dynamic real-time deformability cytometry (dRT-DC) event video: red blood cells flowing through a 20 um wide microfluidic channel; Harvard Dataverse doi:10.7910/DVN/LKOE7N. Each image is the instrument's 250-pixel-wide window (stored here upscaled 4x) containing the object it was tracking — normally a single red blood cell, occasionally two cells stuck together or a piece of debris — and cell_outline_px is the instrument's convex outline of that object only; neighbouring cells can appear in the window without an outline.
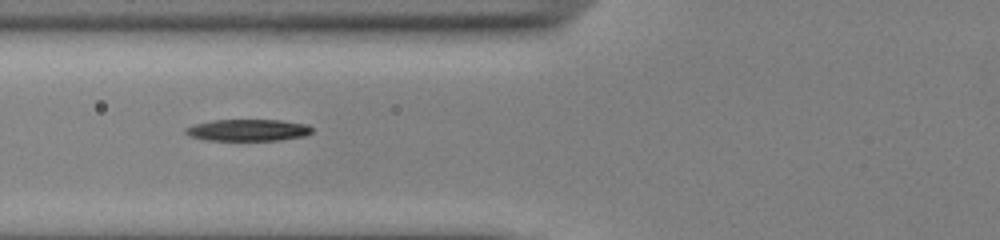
{"species": "common noctule bat (a hibernating species)", "species_latin": "Nyctalus noctula", "temperature_condition": "cold", "stored_images_in_passage": 17, "camera_frame_rate_fps": 3000, "um_per_image_px": 0.085, "animal": {"sex": "male", "body_mass_g": 13.0, "forearm_length_mm": 53.1}, "frame": {"image": 1, "passage_image": 6, "time_ms": 1.667, "image_size_px": [1000, 240], "cell_outline_px": [[312, 132], [304, 136], [276, 140], [204, 140], [188, 136], [184, 132], [184, 128], [192, 124], [212, 120], [280, 120], [308, 124], [312, 128]], "centroid_in_image_um": [21.01, 11.05], "position_along_channel_um": 104.8, "area_um2": 16.13}}
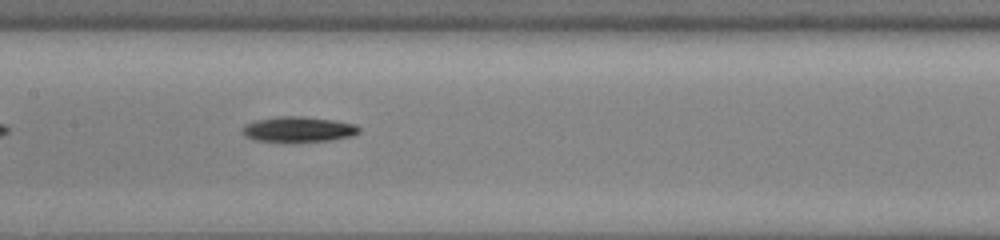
{"frame": {"image": 2, "passage_image": 12, "time_ms": 3.667, "image_size_px": [1000, 240], "cell_outline_px": [[360, 132], [352, 136], [328, 140], [252, 140], [244, 136], [240, 132], [240, 128], [244, 124], [256, 120], [276, 116], [304, 116], [336, 120], [356, 124], [360, 128]], "centroid_in_image_um": [25.33, 10.95], "position_along_channel_um": 182.1, "area_um2": 17.11}}
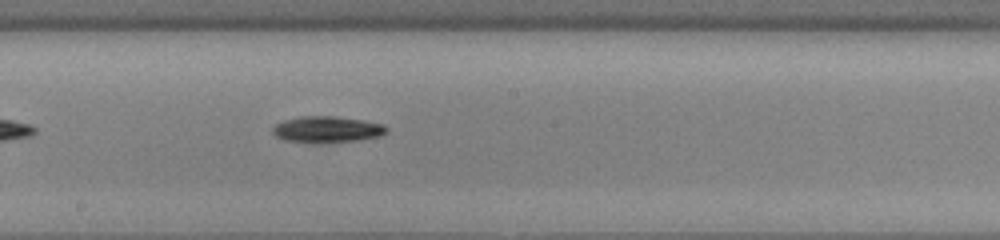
{"frame": {"image": 3, "passage_image": 15, "time_ms": 4.667, "image_size_px": [1000, 240], "cell_outline_px": [[388, 132], [380, 136], [356, 140], [320, 144], [316, 144], [284, 140], [276, 136], [272, 132], [272, 128], [276, 124], [284, 120], [300, 116], [336, 116], [364, 120], [384, 124], [388, 128]], "centroid_in_image_um": [27.8, 11.01], "position_along_channel_um": 220.4, "area_um2": 17.8}}